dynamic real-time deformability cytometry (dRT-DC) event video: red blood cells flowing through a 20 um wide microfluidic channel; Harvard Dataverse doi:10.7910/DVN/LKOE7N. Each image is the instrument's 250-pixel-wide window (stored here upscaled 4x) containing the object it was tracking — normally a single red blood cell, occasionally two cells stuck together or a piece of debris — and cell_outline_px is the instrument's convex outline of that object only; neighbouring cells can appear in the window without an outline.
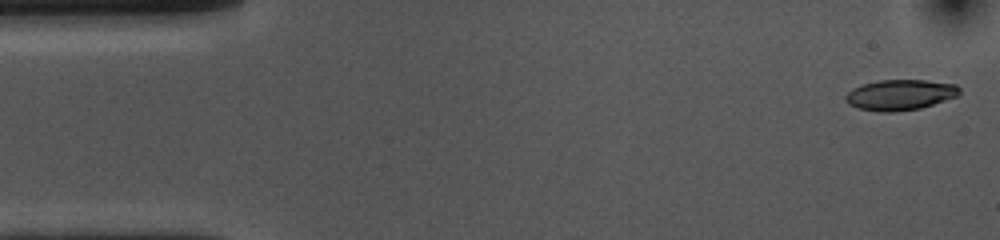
{"species": "common noctule bat (a hibernating species)", "species_latin": "Nyctalus noctula", "temperature_condition": "cold", "stored_images_in_passage": 52, "camera_frame_rate_fps": 3000, "um_per_image_px": 0.085, "animal": {"sex": "female", "body_mass_g": 10.0, "forearm_length_mm": 53.1}, "frame": {"image": 1, "passage_image": 1, "time_ms": 0.0, "image_size_px": [1000, 240], "cell_outline_px": [[960, 92], [956, 96], [920, 108], [896, 112], [880, 112], [860, 108], [848, 104], [844, 100], [844, 96], [852, 88], [860, 84], [880, 80], [924, 80], [956, 84], [960, 88]], "centroid_in_image_um": [76.46, 8.05], "position_along_channel_um": 8.5, "area_um2": 20.29}}
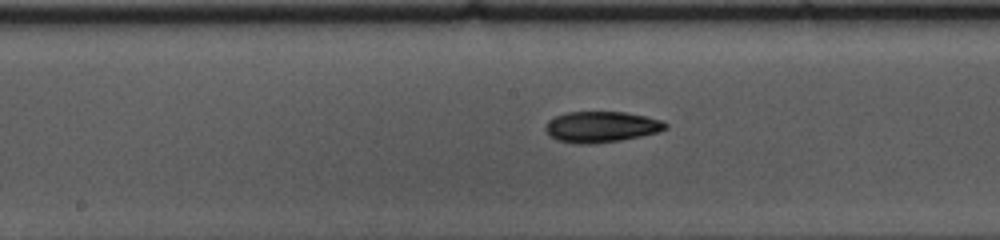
{"frame": {"image": 2, "passage_image": 25, "time_ms": 8.0, "image_size_px": [1000, 240], "cell_outline_px": [[668, 128], [660, 132], [620, 140], [592, 144], [576, 144], [556, 140], [548, 136], [544, 128], [544, 124], [548, 120], [556, 116], [568, 112], [624, 112], [644, 116], [660, 120], [668, 124]], "centroid_in_image_um": [51.07, 10.79], "position_along_channel_um": 197.1, "area_um2": 21.79}}
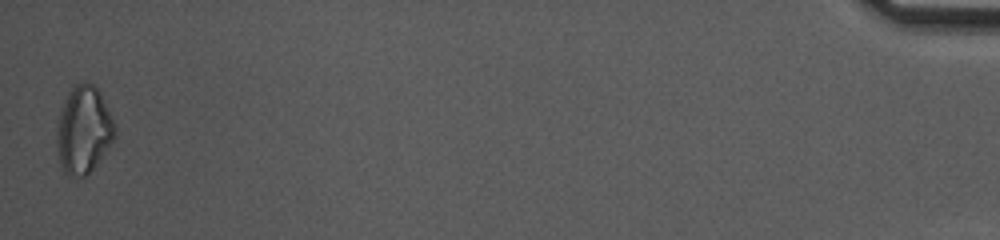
{"frame": {"image": 3, "passage_image": 52, "time_ms": 17.0, "image_size_px": [1000, 240], "cell_outline_px": [[116, 136], [96, 164], [84, 176], [68, 176], [64, 172], [60, 164], [56, 144], [56, 132], [60, 108], [68, 92], [76, 84], [84, 80], [96, 84], [116, 124]], "centroid_in_image_um": [7.1, 10.99], "position_along_channel_um": 428.1, "area_um2": 29.88}, "authors_computed_cell_mechanics": {"area_um2": 21.1548, "velocity_mm_per_s": 3.6818, "shape_relaxation_time_tau1_ms": 3.8455, "shape_relaxation_time_tau2_ms": 8.5152, "deformation_change_tau1": 0.1528, "deformation_change_tau2": 0.1758}}